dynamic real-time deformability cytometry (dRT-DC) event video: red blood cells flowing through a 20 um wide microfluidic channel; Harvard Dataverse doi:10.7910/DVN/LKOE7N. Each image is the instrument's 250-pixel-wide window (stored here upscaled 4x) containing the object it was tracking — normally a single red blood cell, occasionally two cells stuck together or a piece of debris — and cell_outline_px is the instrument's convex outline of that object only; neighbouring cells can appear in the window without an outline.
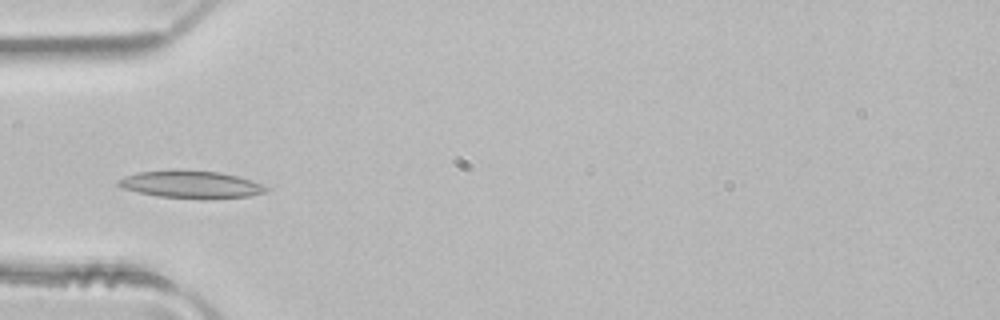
{"species": "common noctule bat (a hibernating species)", "species_latin": "Nyctalus noctula", "temperature_condition": "room temperature", "stored_images_in_passage": 4, "camera_frame_rate_fps": 3000, "um_per_image_px": 0.085, "animal": {"sex": "male", "body_mass_g": 21.5, "forearm_length_mm": 52.0}, "frame": {"image": 1, "passage_image": 4, "time_ms": 1.0, "image_size_px": [1000, 320], "cell_outline_px": [[272, 188], [268, 192], [252, 196], [160, 196], [140, 192], [124, 188], [116, 184], [116, 180], [124, 176], [140, 172], [172, 168], [176, 168], [220, 172], [236, 176]], "centroid_in_image_um": [16.19, 15.61], "position_along_channel_um": 68.8, "area_um2": 22.89}}